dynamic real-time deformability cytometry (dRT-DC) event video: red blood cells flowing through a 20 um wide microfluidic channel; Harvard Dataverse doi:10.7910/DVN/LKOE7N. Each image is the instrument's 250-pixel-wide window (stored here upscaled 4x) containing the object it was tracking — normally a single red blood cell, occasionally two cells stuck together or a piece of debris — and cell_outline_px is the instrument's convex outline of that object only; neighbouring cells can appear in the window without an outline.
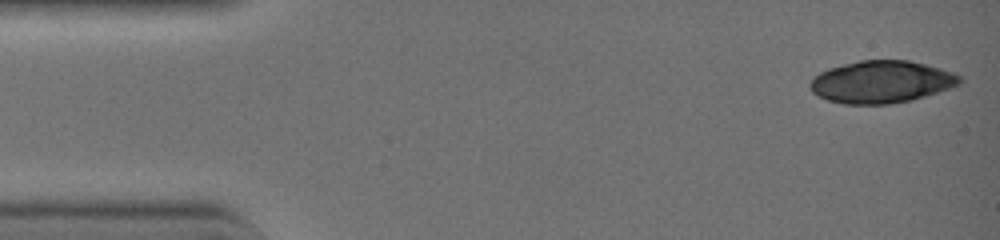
{"species": "common noctule bat (a hibernating species)", "species_latin": "Nyctalus noctula", "temperature_condition": "warm", "stored_images_in_passage": 12, "camera_frame_rate_fps": 3000, "um_per_image_px": 0.085, "animal": {"sex": "female", "body_mass_g": 19.0, "forearm_length_mm": 51.5}, "frame": {"image": 1, "passage_image": 1, "time_ms": 0.0, "image_size_px": [1000, 240], "cell_outline_px": [[960, 84], [924, 96], [908, 100], [888, 104], [844, 104], [828, 100], [812, 92], [808, 84], [820, 72], [828, 68], [860, 60], [908, 60], [940, 68], [952, 72], [960, 76]], "centroid_in_image_um": [74.88, 6.95], "position_along_channel_um": 10.1, "area_um2": 36.41}}